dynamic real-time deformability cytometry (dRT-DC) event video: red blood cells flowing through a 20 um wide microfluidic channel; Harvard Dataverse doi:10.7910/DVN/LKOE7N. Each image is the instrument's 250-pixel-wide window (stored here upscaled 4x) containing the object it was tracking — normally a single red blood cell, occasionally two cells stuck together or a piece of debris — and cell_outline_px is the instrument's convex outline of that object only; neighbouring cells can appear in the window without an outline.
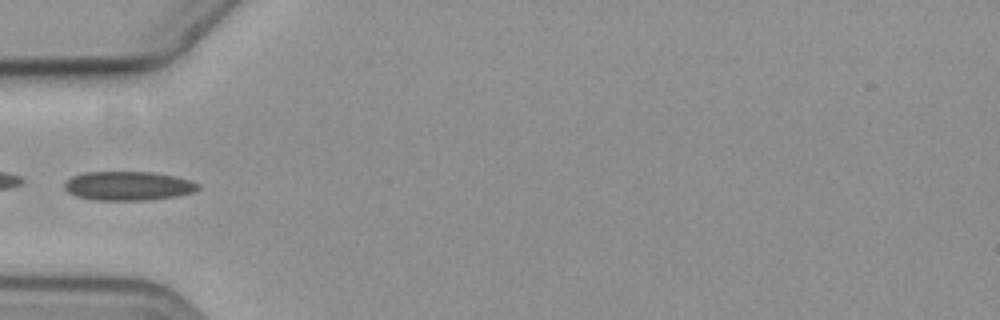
{"species": "common noctule bat (a hibernating species)", "species_latin": "Nyctalus noctula", "temperature_condition": "cold", "stored_images_in_passage": 6, "camera_frame_rate_fps": 3000, "um_per_image_px": 0.085, "animal": {"sex": "female", "body_mass_g": 19.3, "forearm_length_mm": 54.1}, "frame": {"image": 1, "passage_image": 5, "time_ms": 4.667, "image_size_px": [1000, 320], "cell_outline_px": [[200, 188], [196, 192], [176, 196], [148, 200], [96, 200], [76, 196], [68, 192], [64, 188], [64, 180], [72, 176], [84, 172], [152, 172], [176, 176], [200, 184]], "centroid_in_image_um": [10.89, 15.8], "position_along_channel_um": 74.1, "area_um2": 22.77}}
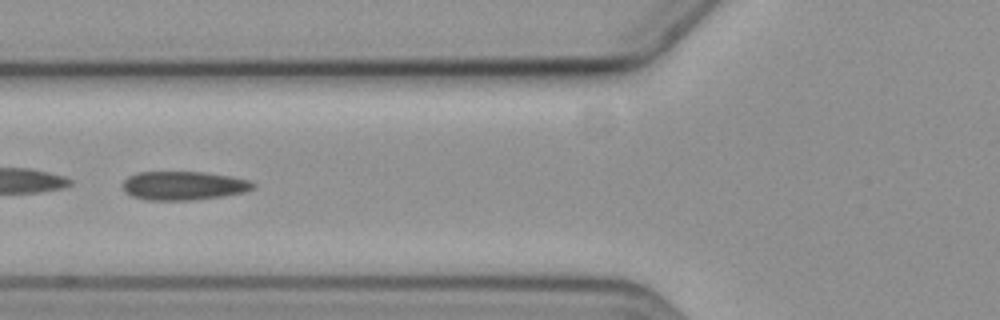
{"frame": {"image": 2, "passage_image": 6, "time_ms": 5.667, "image_size_px": [1000, 320], "cell_outline_px": [[256, 188], [244, 192], [224, 196], [192, 200], [148, 200], [132, 196], [124, 192], [124, 180], [128, 176], [136, 172], [204, 172], [232, 176], [252, 180], [256, 184]], "centroid_in_image_um": [15.66, 15.77], "position_along_channel_um": 110.1, "area_um2": 22.08}}